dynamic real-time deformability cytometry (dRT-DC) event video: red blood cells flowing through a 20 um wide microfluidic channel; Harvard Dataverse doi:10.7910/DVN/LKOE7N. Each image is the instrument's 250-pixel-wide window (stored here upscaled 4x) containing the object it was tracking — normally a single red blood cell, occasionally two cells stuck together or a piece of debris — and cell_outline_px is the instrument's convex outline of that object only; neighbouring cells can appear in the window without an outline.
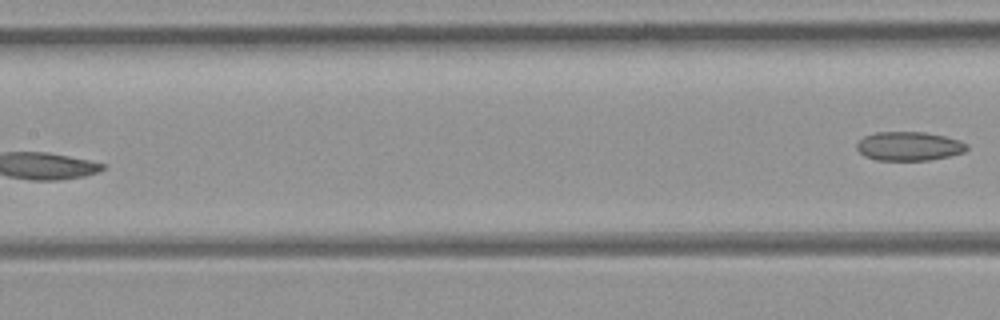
{"species": "common noctule bat (a hibernating species)", "species_latin": "Nyctalus noctula", "temperature_condition": "room temperature", "stored_images_in_passage": 5, "segment_of_instrument_passage": [2, 2], "camera_frame_rate_fps": 3000, "um_per_image_px": 0.085, "animal": {"sex": "female", "body_mass_g": 21.9}, "frame": {"image": 1, "passage_image": 5, "time_ms": 1.333, "image_size_px": [1000, 320], "cell_outline_px": [[968, 148], [964, 152], [948, 156], [928, 160], [876, 160], [864, 156], [856, 148], [856, 144], [864, 136], [876, 132], [924, 132], [944, 136], [960, 140], [968, 144]], "centroid_in_image_um": [77.26, 12.42], "position_along_channel_um": 130.1, "area_um2": 18.55}}